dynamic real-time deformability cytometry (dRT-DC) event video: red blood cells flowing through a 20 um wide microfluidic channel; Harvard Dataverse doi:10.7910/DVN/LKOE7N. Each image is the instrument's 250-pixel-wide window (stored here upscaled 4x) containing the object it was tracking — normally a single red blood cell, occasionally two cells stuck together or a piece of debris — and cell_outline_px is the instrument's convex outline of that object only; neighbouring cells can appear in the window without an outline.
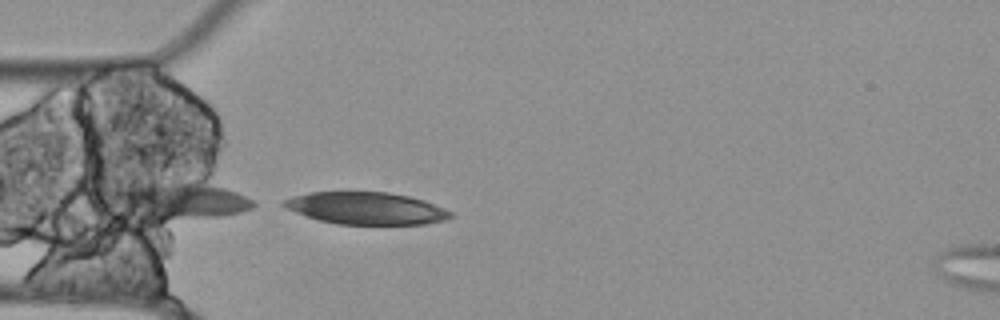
{"species": "Egyptian fruit bat (a non-hibernating species)", "species_latin": "Rousettus aegyptiacus", "temperature_condition": "cold", "stored_images_in_passage": 14, "camera_frame_rate_fps": 3000, "um_per_image_px": 0.085, "animal": {"sex": "female"}, "frame": {"image": 1, "passage_image": 9, "time_ms": 2.667, "image_size_px": [1000, 320], "cell_outline_px": [[456, 216], [444, 220], [428, 224], [336, 224], [320, 220], [296, 212], [280, 204], [284, 200], [292, 196], [308, 192], [388, 192], [408, 196], [424, 200], [444, 208], [452, 212]], "centroid_in_image_um": [31.16, 17.7], "position_along_channel_um": 53.8, "area_um2": 31.21}}
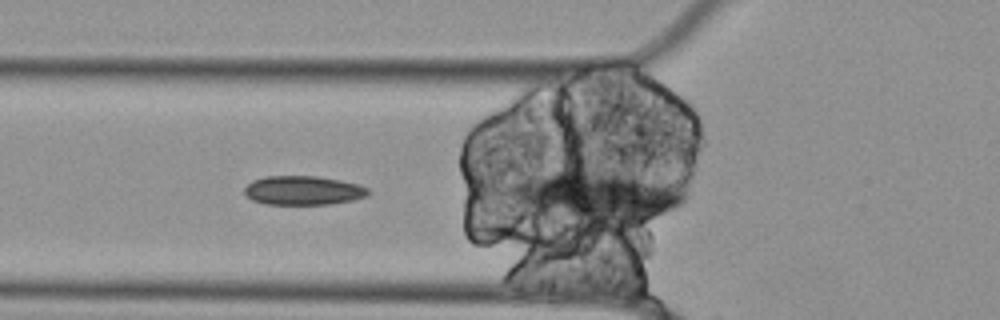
{"frame": {"image": 2, "passage_image": 11, "time_ms": 3.333, "image_size_px": [1000, 320], "cell_outline_px": [[368, 196], [352, 200], [332, 204], [264, 204], [252, 200], [244, 192], [244, 188], [252, 180], [264, 176], [316, 176], [340, 180], [356, 184], [368, 188]], "centroid_in_image_um": [25.74, 16.18], "position_along_channel_um": 100.1, "area_um2": 20.92}}